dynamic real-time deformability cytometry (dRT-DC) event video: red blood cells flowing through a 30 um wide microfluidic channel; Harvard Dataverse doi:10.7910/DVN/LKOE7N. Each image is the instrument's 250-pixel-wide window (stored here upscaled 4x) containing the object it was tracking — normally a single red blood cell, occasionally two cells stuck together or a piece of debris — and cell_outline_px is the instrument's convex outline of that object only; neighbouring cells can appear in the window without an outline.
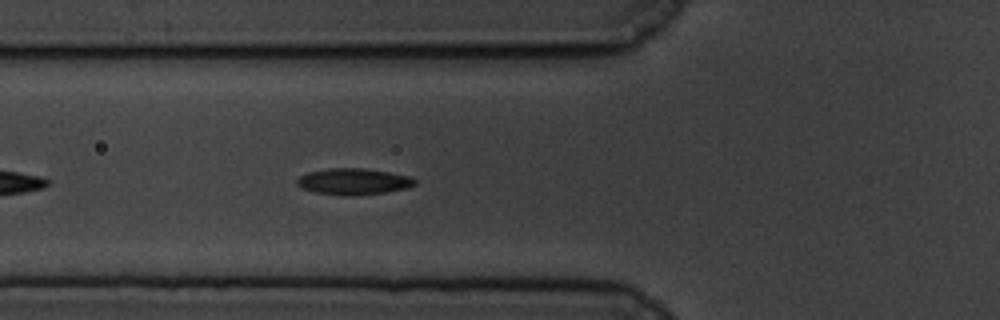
{"species": "common noctule bat (a hibernating species)", "species_latin": "Nyctalus noctula", "temperature_condition": "cold", "stored_images_in_passage": 42, "camera_frame_rate_fps": 3000, "um_per_image_px": 0.085, "animal": {"sex": "male", "body_mass_g": 19.5, "forearm_length_mm": 54.6}, "frame": {"image": 1, "passage_image": 7, "time_ms": 2.0, "image_size_px": [1000, 320], "cell_outline_px": [[416, 184], [408, 188], [384, 192], [356, 196], [344, 196], [316, 192], [304, 188], [296, 184], [296, 180], [300, 176], [308, 172], [328, 168], [364, 168], [388, 172], [408, 176], [416, 180]], "centroid_in_image_um": [30.05, 15.43], "position_along_channel_um": 95.8, "area_um2": 18.03}}
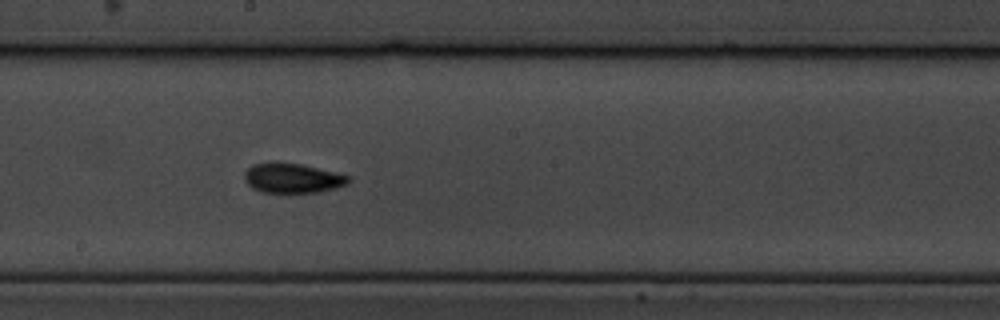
{"frame": {"image": 2, "passage_image": 18, "time_ms": 5.667, "image_size_px": [1000, 320], "cell_outline_px": [[352, 180], [348, 184], [336, 188], [320, 192], [288, 196], [260, 192], [252, 188], [244, 180], [244, 172], [252, 164], [300, 164], [348, 176]], "centroid_in_image_um": [24.84, 15.23], "position_along_channel_um": 223.4, "area_um2": 18.38}}
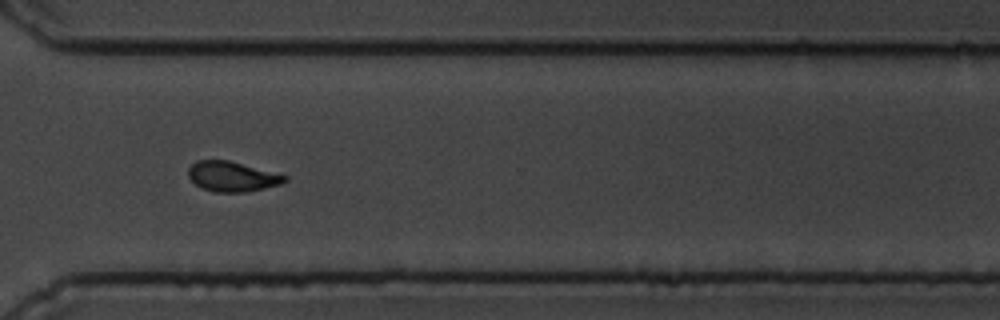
{"frame": {"image": 3, "passage_image": 29, "time_ms": 9.333, "image_size_px": [1000, 320], "cell_outline_px": [[288, 180], [280, 184], [264, 188], [244, 192], [216, 192], [200, 188], [188, 176], [188, 168], [196, 160], [228, 160], [288, 176]], "centroid_in_image_um": [19.71, 15.0], "position_along_channel_um": 350.9, "area_um2": 16.76}, "authors_computed_cell_mechanics": {"area_um2": 17.4267, "velocity_mm_per_s": 3.4844, "shape_relaxation_time_tau1_ms": 5.1737, "shape_relaxation_time_tau2_ms": 3.6231, "deformation_change_tau1": 0.134, "deformation_change_tau2": 0.088}}